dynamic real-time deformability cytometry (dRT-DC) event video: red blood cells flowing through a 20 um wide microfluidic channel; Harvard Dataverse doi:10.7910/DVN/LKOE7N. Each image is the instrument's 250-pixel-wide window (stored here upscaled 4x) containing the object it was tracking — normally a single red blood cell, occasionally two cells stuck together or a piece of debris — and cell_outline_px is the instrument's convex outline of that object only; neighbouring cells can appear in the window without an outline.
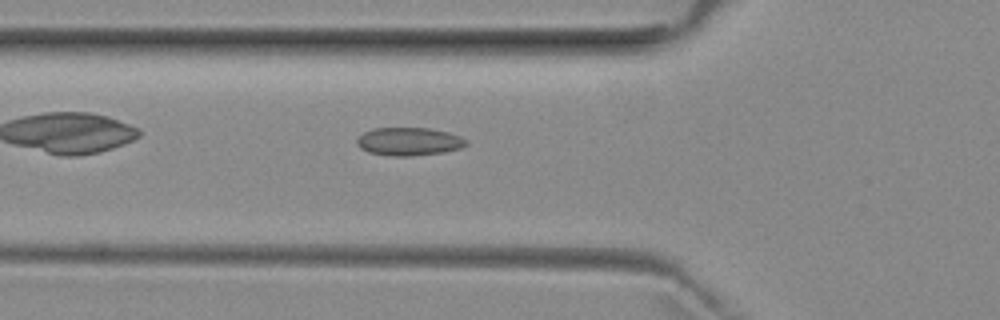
{"species": "common noctule bat (a hibernating species)", "species_latin": "Nyctalus noctula", "temperature_condition": "room temperature", "stored_images_in_passage": 40, "camera_frame_rate_fps": 3000, "um_per_image_px": 0.085, "animal": {"sex": "female", "body_mass_g": 29.2, "forearm_length_mm": 56.3}, "frame": {"image": 1, "passage_image": 6, "time_ms": 1.667, "image_size_px": [1000, 320], "cell_outline_px": [[468, 144], [460, 148], [444, 152], [412, 156], [392, 156], [368, 152], [360, 148], [356, 144], [356, 140], [364, 132], [372, 128], [428, 128], [448, 132], [460, 136], [468, 140]], "centroid_in_image_um": [34.76, 12.03], "position_along_channel_um": 91.0, "area_um2": 17.98}}
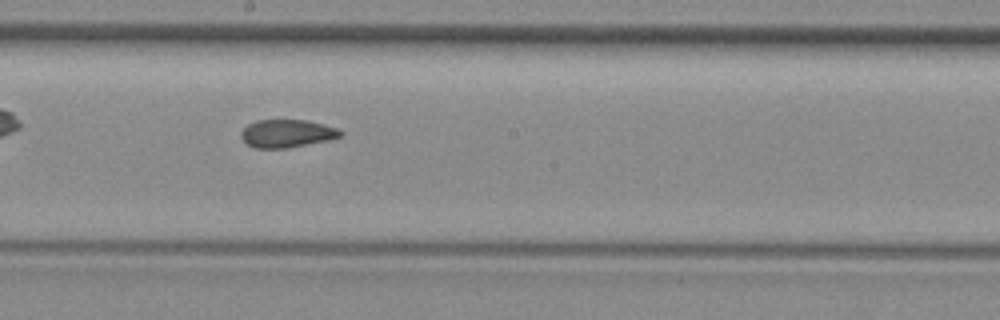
{"frame": {"image": 2, "passage_image": 16, "time_ms": 5.0, "image_size_px": [1000, 320], "cell_outline_px": [[344, 136], [328, 140], [288, 148], [256, 148], [248, 144], [240, 136], [240, 132], [248, 124], [256, 120], [308, 120], [324, 124], [336, 128], [344, 132]], "centroid_in_image_um": [24.42, 11.34], "position_along_channel_um": 223.8, "area_um2": 16.24}}
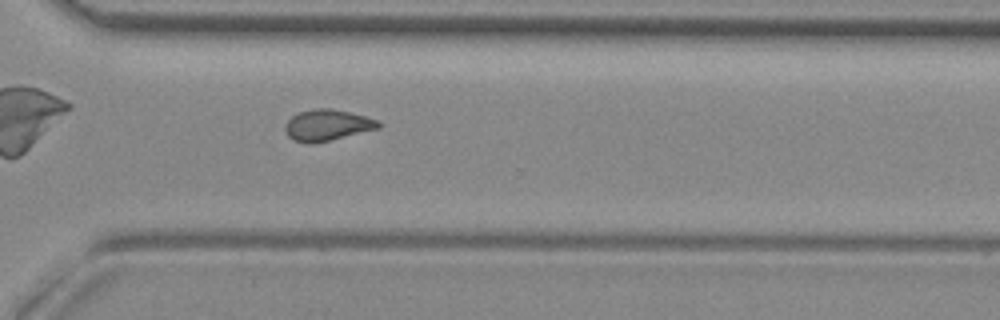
{"frame": {"image": 3, "passage_image": 25, "time_ms": 8.0, "image_size_px": [1000, 320], "cell_outline_px": [[380, 128], [312, 144], [308, 144], [292, 140], [288, 136], [284, 128], [284, 124], [292, 116], [300, 112], [316, 108], [332, 108], [380, 120]], "centroid_in_image_um": [27.79, 10.64], "position_along_channel_um": 342.8, "area_um2": 16.94}, "authors_computed_cell_mechanics": {"area_um2": 16.6464, "velocity_mm_per_s": 3.9698, "shape_relaxation_time_tau1_ms": null, "shape_relaxation_time_tau2_ms": 1.7104, "deformation_change_tau1": null, "deformation_change_tau2": 0.0674}}